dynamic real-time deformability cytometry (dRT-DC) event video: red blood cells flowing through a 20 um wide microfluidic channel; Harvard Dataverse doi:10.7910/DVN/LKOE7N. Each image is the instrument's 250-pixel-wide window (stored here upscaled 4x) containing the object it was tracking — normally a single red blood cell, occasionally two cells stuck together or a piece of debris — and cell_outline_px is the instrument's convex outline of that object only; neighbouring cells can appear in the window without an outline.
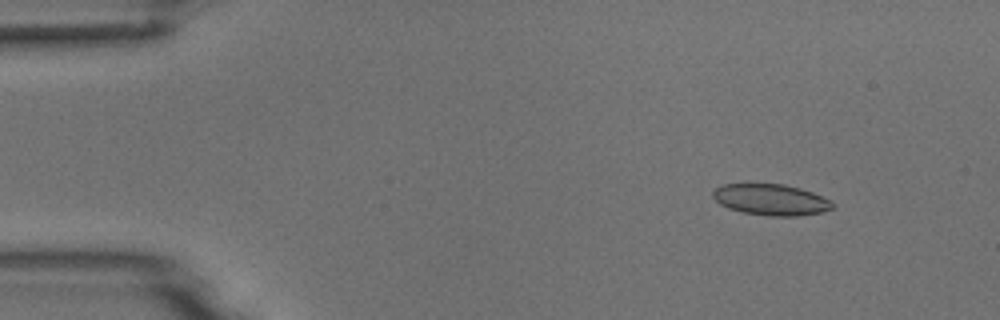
{"species": "common noctule bat (a hibernating species)", "species_latin": "Nyctalus noctula", "temperature_condition": "room temperature", "stored_images_in_passage": 10, "camera_frame_rate_fps": 3000, "um_per_image_px": 0.085, "animal": {"sex": "male", "body_mass_g": 18.8}, "frame": {"image": 1, "passage_image": 2, "time_ms": 1.333, "image_size_px": [1000, 320], "cell_outline_px": [[836, 204], [832, 208], [824, 212], [796, 216], [768, 216], [744, 212], [728, 208], [720, 204], [712, 196], [712, 192], [720, 184], [784, 184], [800, 188], [812, 192], [832, 200]], "centroid_in_image_um": [65.56, 16.97], "position_along_channel_um": 19.4, "area_um2": 21.85}}
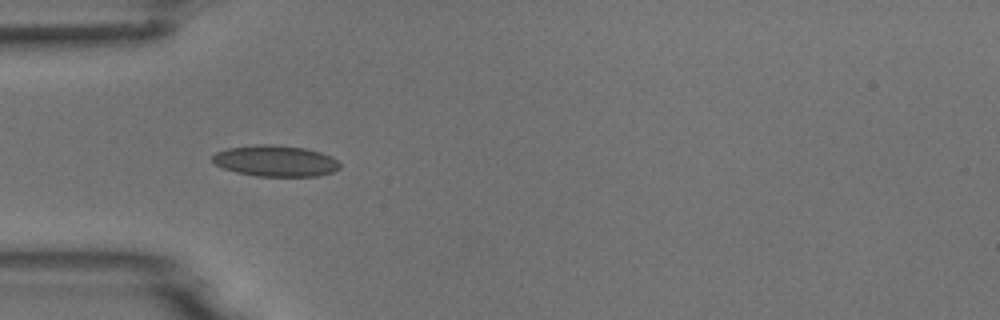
{"frame": {"image": 2, "passage_image": 5, "time_ms": 4.667, "image_size_px": [1000, 320], "cell_outline_px": [[340, 168], [332, 172], [316, 176], [256, 176], [236, 172], [224, 168], [216, 164], [212, 160], [212, 156], [216, 152], [228, 148], [256, 144], [272, 144], [304, 148], [320, 152], [332, 156], [340, 164]], "centroid_in_image_um": [23.42, 13.67], "position_along_channel_um": 61.6, "area_um2": 23.06}}
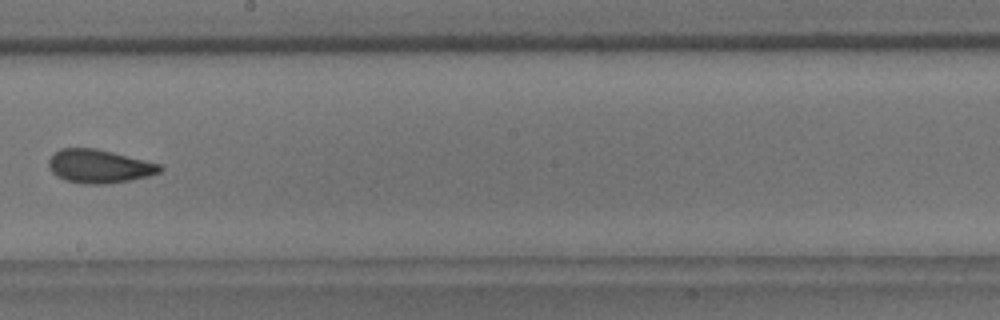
{"frame": {"image": 3, "passage_image": 9, "time_ms": 9.333, "image_size_px": [1000, 320], "cell_outline_px": [[164, 168], [160, 172], [148, 176], [132, 180], [104, 184], [88, 184], [64, 180], [56, 176], [48, 168], [48, 160], [60, 148], [96, 148], [160, 164]], "centroid_in_image_um": [8.41, 14.14], "position_along_channel_um": 239.8, "area_um2": 21.68}}